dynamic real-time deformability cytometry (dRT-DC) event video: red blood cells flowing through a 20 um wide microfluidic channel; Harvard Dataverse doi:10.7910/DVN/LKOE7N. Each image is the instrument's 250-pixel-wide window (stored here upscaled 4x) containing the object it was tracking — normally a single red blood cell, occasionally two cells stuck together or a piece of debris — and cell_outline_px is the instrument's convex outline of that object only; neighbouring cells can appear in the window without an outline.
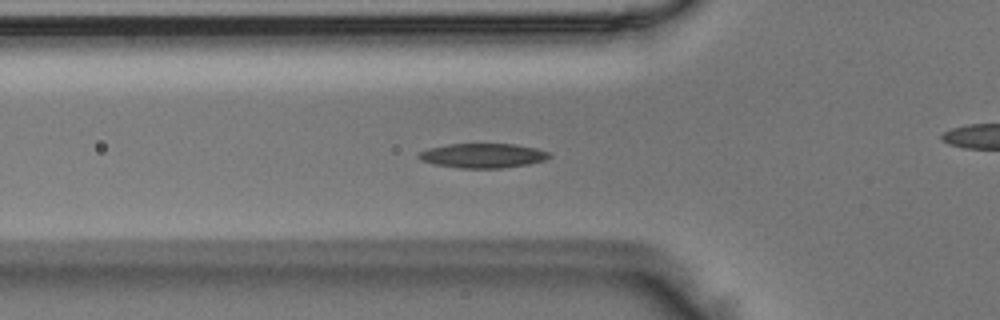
{"species": "Egyptian fruit bat (a non-hibernating species)", "species_latin": "Rousettus aegyptiacus", "temperature_condition": "room temperature", "stored_images_in_passage": 43, "camera_frame_rate_fps": 3000, "um_per_image_px": 0.085, "animal": {"sex": "male"}, "frame": {"image": 1, "passage_image": 9, "time_ms": 2.667, "image_size_px": [1000, 320], "cell_outline_px": [[552, 156], [544, 160], [528, 164], [500, 168], [460, 168], [436, 164], [420, 160], [416, 156], [420, 152], [428, 148], [448, 144], [516, 144], [536, 148], [548, 152]], "centroid_in_image_um": [41.03, 13.22], "position_along_channel_um": 84.8, "area_um2": 18.55}}
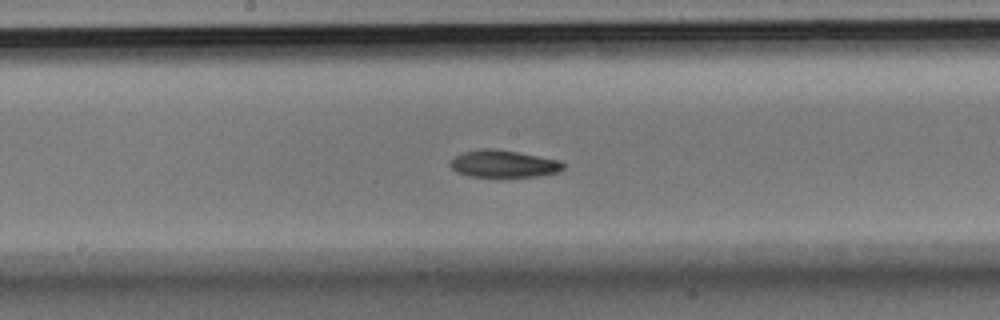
{"frame": {"image": 2, "passage_image": 18, "time_ms": 5.667, "image_size_px": [1000, 320], "cell_outline_px": [[564, 168], [556, 172], [540, 176], [472, 176], [456, 172], [448, 164], [456, 156], [464, 152], [480, 148], [496, 148], [560, 160], [564, 164]], "centroid_in_image_um": [42.8, 13.91], "position_along_channel_um": 205.4, "area_um2": 17.74}}
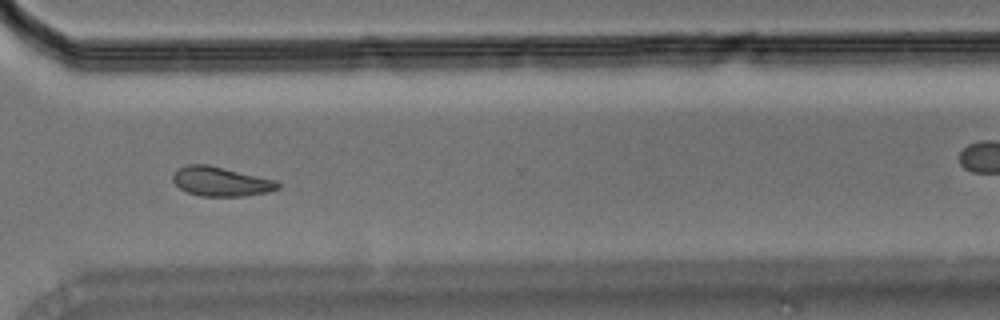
{"frame": {"image": 3, "passage_image": 29, "time_ms": 9.333, "image_size_px": [1000, 320], "cell_outline_px": [[280, 188], [268, 192], [244, 196], [200, 196], [188, 192], [180, 188], [172, 180], [172, 176], [176, 168], [188, 164], [208, 164], [276, 180], [280, 184]], "centroid_in_image_um": [18.76, 15.42], "position_along_channel_um": 351.8, "area_um2": 18.03}}